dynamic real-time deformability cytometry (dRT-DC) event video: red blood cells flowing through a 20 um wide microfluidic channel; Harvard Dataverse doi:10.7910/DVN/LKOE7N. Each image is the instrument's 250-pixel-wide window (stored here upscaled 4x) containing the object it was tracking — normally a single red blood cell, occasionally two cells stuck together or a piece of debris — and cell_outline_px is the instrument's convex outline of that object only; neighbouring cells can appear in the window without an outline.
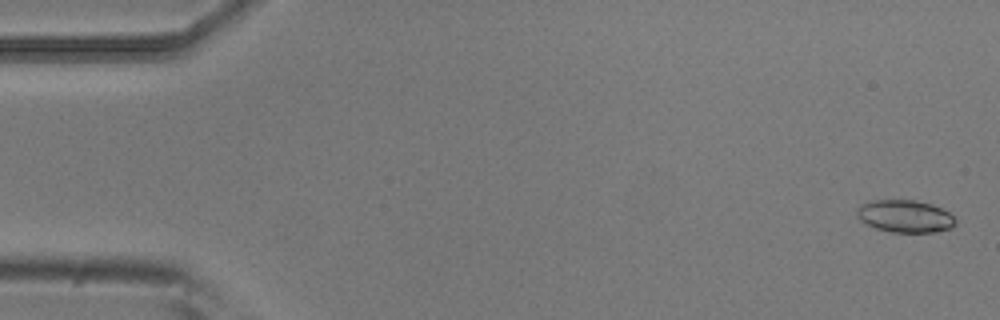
{"species": "common noctule bat (a hibernating species)", "species_latin": "Nyctalus noctula", "temperature_condition": "room temperature", "stored_images_in_passage": 5, "camera_frame_rate_fps": 3000, "um_per_image_px": 0.085, "animal": {"sex": "male", "body_mass_g": 20.5, "forearm_length_mm": 52.5}, "frame": {"image": 1, "passage_image": 1, "time_ms": 0.0, "image_size_px": [1000, 320], "cell_outline_px": [[956, 224], [948, 228], [936, 232], [888, 232], [864, 224], [856, 216], [856, 208], [860, 204], [868, 200], [916, 200], [932, 204], [948, 212], [956, 220]], "centroid_in_image_um": [76.86, 18.37], "position_along_channel_um": 8.1, "area_um2": 18.84}}
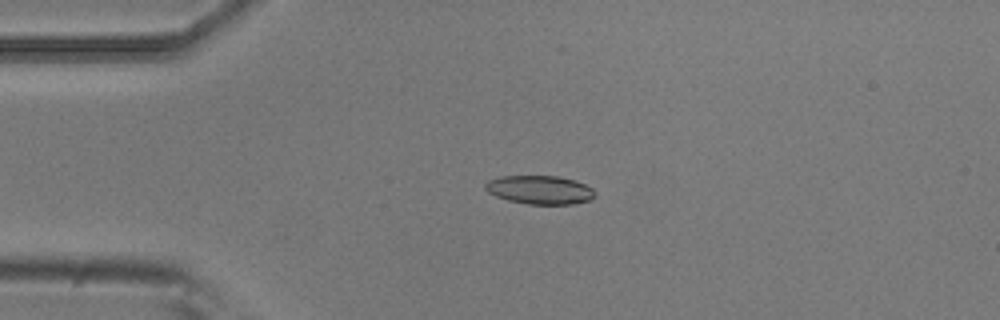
{"frame": {"image": 2, "passage_image": 4, "time_ms": 1.0, "image_size_px": [1000, 320], "cell_outline_px": [[596, 196], [588, 200], [572, 204], [528, 204], [508, 200], [496, 196], [488, 192], [484, 188], [484, 184], [488, 180], [500, 176], [556, 176], [572, 180], [584, 184], [592, 188], [596, 192]], "centroid_in_image_um": [45.86, 16.13], "position_along_channel_um": 39.1, "area_um2": 18.21}}